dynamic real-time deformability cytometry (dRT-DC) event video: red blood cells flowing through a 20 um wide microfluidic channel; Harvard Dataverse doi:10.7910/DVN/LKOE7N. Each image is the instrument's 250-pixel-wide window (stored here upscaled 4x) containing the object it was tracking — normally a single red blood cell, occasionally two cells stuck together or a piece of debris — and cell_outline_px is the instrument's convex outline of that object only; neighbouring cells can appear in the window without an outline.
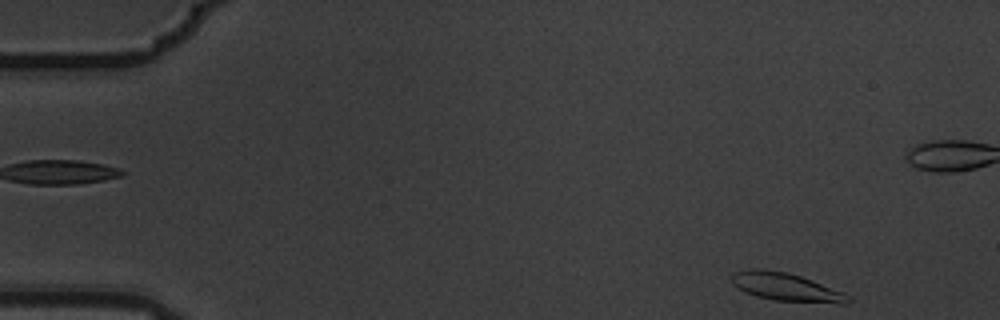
{"species": "common noctule bat (a hibernating species)", "species_latin": "Nyctalus noctula", "temperature_condition": "warm", "stored_images_in_passage": 5, "camera_frame_rate_fps": 3000, "um_per_image_px": 0.085, "animal": {"sex": "male", "body_mass_g": 19.5, "forearm_length_mm": 54.6}, "frame": {"image": 1, "passage_image": 5, "time_ms": 1.333, "image_size_px": [1000, 320], "cell_outline_px": [[852, 300], [848, 304], [840, 304], [776, 300], [756, 296], [744, 292], [736, 288], [732, 284], [732, 272], [748, 268], [760, 268], [788, 272], [812, 280], [844, 292]], "centroid_in_image_um": [66.79, 24.39], "position_along_channel_um": 18.2, "area_um2": 19.36}}